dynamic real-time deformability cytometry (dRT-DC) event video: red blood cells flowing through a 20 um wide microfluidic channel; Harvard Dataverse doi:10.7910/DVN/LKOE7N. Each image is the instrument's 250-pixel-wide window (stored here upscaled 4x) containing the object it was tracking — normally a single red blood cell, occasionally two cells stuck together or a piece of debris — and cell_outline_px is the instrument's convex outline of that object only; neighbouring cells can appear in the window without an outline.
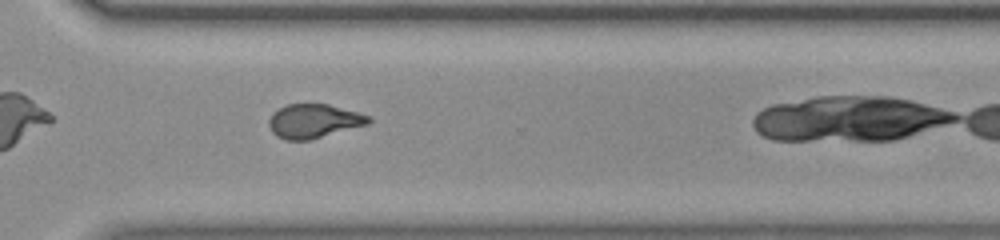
{"species": "common noctule bat (a hibernating species)", "species_latin": "Nyctalus noctula", "temperature_condition": "room temperature", "stored_images_in_passage": 28, "camera_frame_rate_fps": 3000, "um_per_image_px": 0.085, "animal": {"sex": "female", "body_mass_g": 23.0, "forearm_length_mm": 53.4}, "frame": {"image": 1, "passage_image": 24, "time_ms": 7.667, "image_size_px": [1000, 240], "cell_outline_px": [[372, 120], [368, 124], [308, 140], [284, 140], [276, 136], [272, 132], [268, 124], [268, 120], [272, 112], [288, 104], [328, 104], [356, 112], [368, 116]], "centroid_in_image_um": [26.62, 10.29], "position_along_channel_um": 344.0, "area_um2": 19.54}}